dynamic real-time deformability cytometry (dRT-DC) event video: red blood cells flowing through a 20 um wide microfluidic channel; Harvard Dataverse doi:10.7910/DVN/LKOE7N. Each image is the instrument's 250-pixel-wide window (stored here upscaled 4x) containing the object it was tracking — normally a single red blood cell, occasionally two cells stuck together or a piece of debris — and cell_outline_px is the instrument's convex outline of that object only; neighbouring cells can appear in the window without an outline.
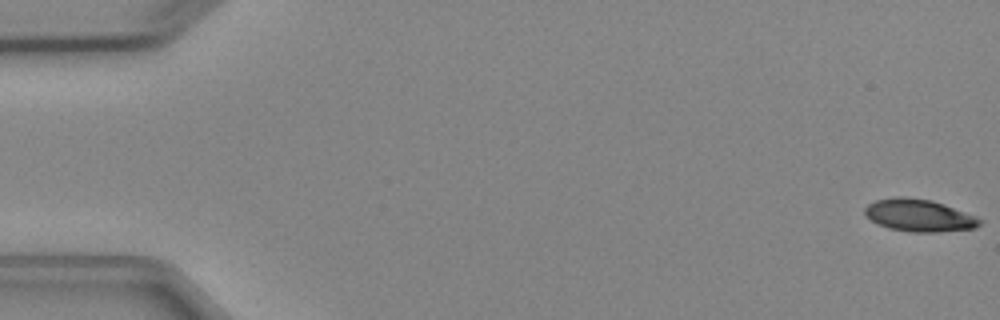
{"species": "Egyptian fruit bat (a non-hibernating species)", "species_latin": "Rousettus aegyptiacus", "temperature_condition": "cold", "stored_images_in_passage": 5, "camera_frame_rate_fps": 3000, "um_per_image_px": 0.085, "animal": {"sex": "female"}, "frame": {"image": 1, "passage_image": 1, "time_ms": 0.0, "image_size_px": [1000, 320], "cell_outline_px": [[984, 220], [976, 228], [936, 232], [908, 232], [888, 228], [872, 220], [864, 212], [864, 208], [868, 204], [876, 200], [896, 196], [904, 196], [932, 200], [944, 204], [976, 216]], "centroid_in_image_um": [78.14, 18.3], "position_along_channel_um": 6.9, "area_um2": 21.68}}
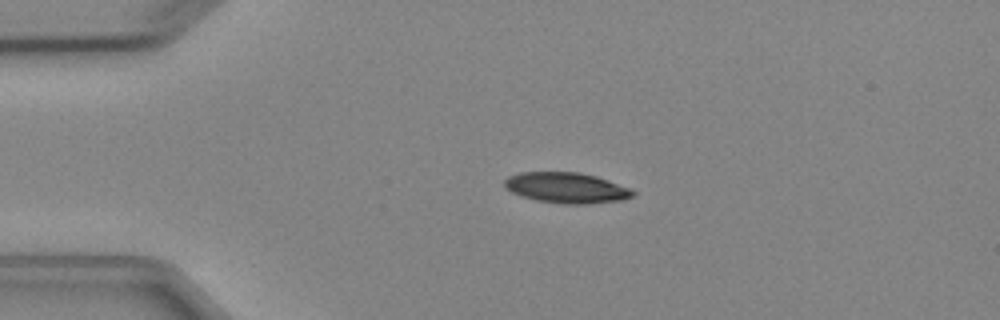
{"frame": {"image": 2, "passage_image": 4, "time_ms": 3.667, "image_size_px": [1000, 320], "cell_outline_px": [[636, 192], [632, 196], [624, 200], [588, 204], [564, 204], [536, 200], [520, 196], [504, 188], [504, 180], [508, 176], [520, 172], [580, 172], [596, 176], [608, 180], [628, 188]], "centroid_in_image_um": [48.12, 15.96], "position_along_channel_um": 36.9, "area_um2": 23.0}}